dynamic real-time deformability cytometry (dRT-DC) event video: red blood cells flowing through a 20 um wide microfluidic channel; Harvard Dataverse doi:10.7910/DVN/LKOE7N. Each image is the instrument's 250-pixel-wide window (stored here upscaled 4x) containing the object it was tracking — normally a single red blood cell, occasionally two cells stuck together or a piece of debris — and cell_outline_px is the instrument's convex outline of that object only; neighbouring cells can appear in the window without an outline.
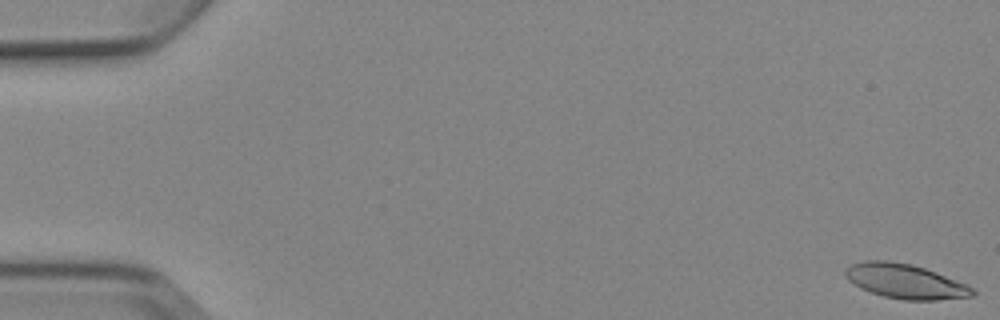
{"species": "Egyptian fruit bat (a non-hibernating species)", "species_latin": "Rousettus aegyptiacus", "temperature_condition": "cold", "stored_images_in_passage": 8, "camera_frame_rate_fps": 3000, "um_per_image_px": 0.085, "animal": {"sex": "female"}, "frame": {"image": 1, "passage_image": 1, "time_ms": 0.0, "image_size_px": [1000, 320], "cell_outline_px": [[976, 296], [936, 300], [904, 300], [884, 296], [860, 288], [848, 280], [844, 276], [844, 272], [852, 264], [864, 260], [888, 260], [912, 264], [936, 272], [968, 284], [976, 292]], "centroid_in_image_um": [76.97, 23.91], "position_along_channel_um": 8.0, "area_um2": 25.72}}
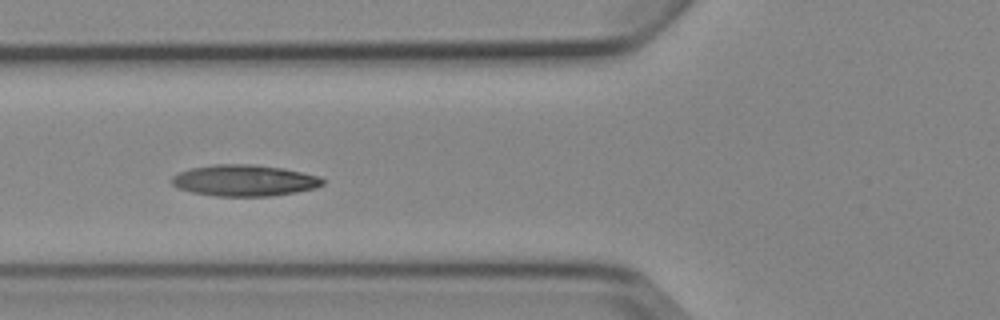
{"frame": {"image": 2, "passage_image": 7, "time_ms": 6.667, "image_size_px": [1000, 320], "cell_outline_px": [[324, 184], [316, 188], [296, 192], [272, 196], [216, 196], [192, 192], [176, 188], [168, 180], [172, 176], [188, 168], [216, 164], [256, 164], [284, 168], [320, 176], [324, 180]], "centroid_in_image_um": [20.75, 15.33], "position_along_channel_um": 105.0, "area_um2": 27.92}}
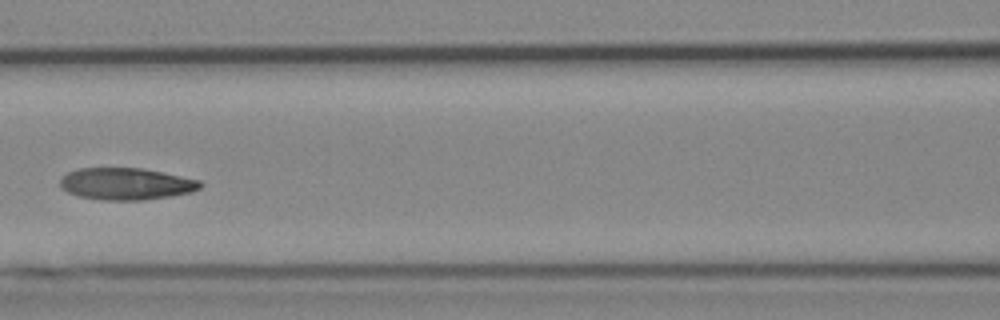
{"frame": {"image": 3, "passage_image": 8, "time_ms": 8.0, "image_size_px": [1000, 320], "cell_outline_px": [[204, 184], [200, 188], [192, 192], [172, 196], [144, 200], [100, 200], [80, 196], [68, 192], [60, 188], [60, 180], [68, 172], [76, 168], [140, 168], [200, 180]], "centroid_in_image_um": [10.72, 15.63], "position_along_channel_um": 155.9, "area_um2": 26.07}}